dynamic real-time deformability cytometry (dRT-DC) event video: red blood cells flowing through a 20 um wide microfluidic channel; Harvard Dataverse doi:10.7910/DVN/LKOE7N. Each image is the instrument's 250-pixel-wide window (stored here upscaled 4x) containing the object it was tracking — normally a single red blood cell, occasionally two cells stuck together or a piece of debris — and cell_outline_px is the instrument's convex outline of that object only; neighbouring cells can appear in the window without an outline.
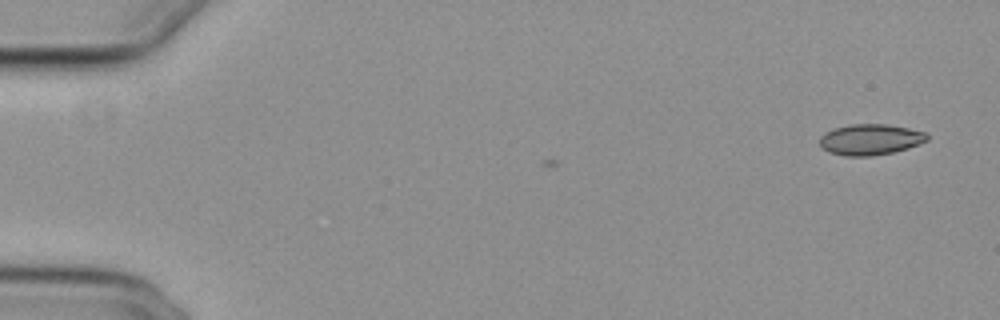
{"species": "common noctule bat (a hibernating species)", "species_latin": "Nyctalus noctula", "temperature_condition": "cold", "stored_images_in_passage": 6, "camera_frame_rate_fps": 3000, "um_per_image_px": 0.085, "animal": {"sex": "female", "body_mass_g": 29.2, "forearm_length_mm": 56.3}, "frame": {"image": 1, "passage_image": 1, "time_ms": 0.0, "image_size_px": [1000, 320], "cell_outline_px": [[928, 140], [908, 148], [892, 152], [872, 156], [844, 156], [828, 152], [820, 148], [820, 136], [824, 132], [832, 128], [848, 124], [884, 124], [908, 128], [928, 132]], "centroid_in_image_um": [73.94, 11.85], "position_along_channel_um": 11.1, "area_um2": 19.59}}